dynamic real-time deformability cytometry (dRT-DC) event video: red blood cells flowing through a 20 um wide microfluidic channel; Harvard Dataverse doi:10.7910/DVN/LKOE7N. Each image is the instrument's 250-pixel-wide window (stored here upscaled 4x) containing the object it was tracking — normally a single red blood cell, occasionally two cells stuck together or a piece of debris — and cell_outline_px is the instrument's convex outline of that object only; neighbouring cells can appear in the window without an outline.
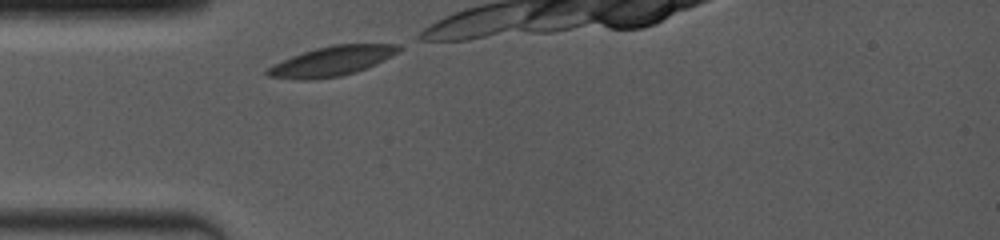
{"species": "common noctule bat (a hibernating species)", "species_latin": "Nyctalus noctula", "temperature_condition": "room temperature", "stored_images_in_passage": 14, "camera_frame_rate_fps": 4000, "um_per_image_px": 0.085, "animal": {"sex": "female", "body_mass_g": 19.0, "forearm_length_mm": 53.3}, "frame": {"image": 1, "passage_image": 1, "time_ms": 0.0, "image_size_px": [1000, 240], "cell_outline_px": [[404, 48], [376, 64], [356, 72], [340, 76], [312, 80], [296, 80], [268, 76], [264, 72], [272, 64], [292, 56], [316, 48], [332, 44], [400, 44]], "centroid_in_image_um": [28.19, 5.2], "position_along_channel_um": 56.8, "area_um2": 22.77}}